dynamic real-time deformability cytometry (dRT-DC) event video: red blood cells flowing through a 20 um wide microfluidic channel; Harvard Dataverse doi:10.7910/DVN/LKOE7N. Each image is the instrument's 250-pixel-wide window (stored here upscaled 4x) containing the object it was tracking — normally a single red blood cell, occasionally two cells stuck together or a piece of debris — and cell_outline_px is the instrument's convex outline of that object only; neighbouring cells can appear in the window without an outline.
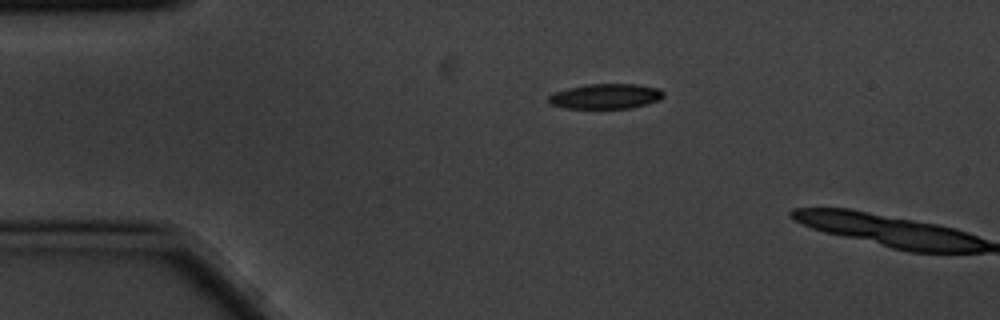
{"species": "common noctule bat (a hibernating species)", "species_latin": "Nyctalus noctula", "temperature_condition": "cold", "stored_images_in_passage": 3, "camera_frame_rate_fps": 3000, "um_per_image_px": 0.085, "animal": {"sex": "male", "body_mass_g": 20.1, "forearm_length_mm": 53.5}, "frame": {"image": 1, "passage_image": 1, "time_ms": 0.0, "image_size_px": [1000, 320], "cell_outline_px": [[664, 96], [660, 100], [628, 108], [564, 108], [552, 104], [548, 100], [548, 96], [556, 92], [568, 88], [588, 84], [636, 84], [660, 88], [664, 92]], "centroid_in_image_um": [51.51, 8.17], "position_along_channel_um": 33.5, "area_um2": 16.65}}